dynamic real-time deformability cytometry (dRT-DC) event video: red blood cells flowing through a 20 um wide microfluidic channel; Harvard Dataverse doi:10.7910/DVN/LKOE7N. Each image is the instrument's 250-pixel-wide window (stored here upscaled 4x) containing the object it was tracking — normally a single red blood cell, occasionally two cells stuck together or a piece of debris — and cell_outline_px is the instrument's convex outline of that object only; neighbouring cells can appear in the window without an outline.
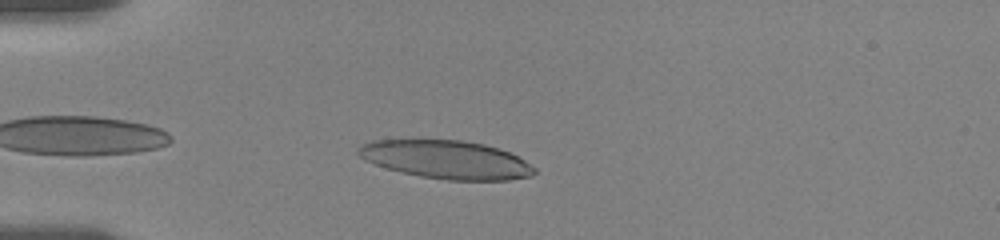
{"species": "human", "species_latin": "Homo sapiens", "temperature_condition": "room temperature", "stored_images_in_passage": 24, "camera_frame_rate_fps": 3000, "um_per_image_px": 0.085, "donor": {"sex": "female"}, "frame": {"image": 1, "passage_image": 8, "time_ms": 4.333, "image_size_px": [1000, 240], "cell_outline_px": [[536, 172], [528, 176], [508, 180], [448, 180], [420, 176], [400, 172], [364, 160], [356, 152], [356, 148], [372, 140], [460, 140], [484, 144], [508, 152], [524, 160], [536, 168]], "centroid_in_image_um": [37.91, 13.57], "position_along_channel_um": 47.1, "area_um2": 38.96}}
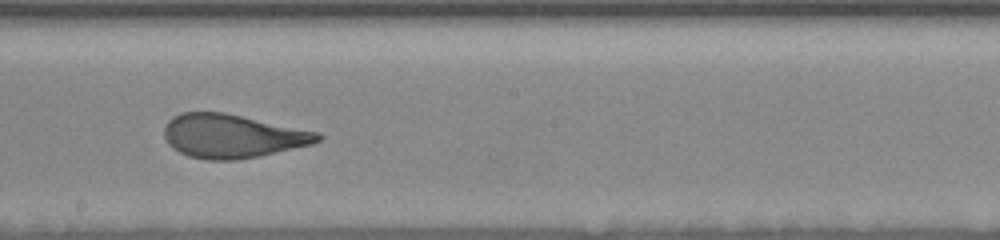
{"frame": {"image": 2, "passage_image": 15, "time_ms": 10.0, "image_size_px": [1000, 240], "cell_outline_px": [[324, 136], [320, 140], [312, 144], [260, 156], [236, 160], [204, 160], [188, 156], [172, 148], [168, 144], [164, 136], [164, 128], [168, 120], [172, 116], [180, 112], [224, 112], [320, 132]], "centroid_in_image_um": [19.74, 11.56], "position_along_channel_um": 228.5, "area_um2": 39.36}}
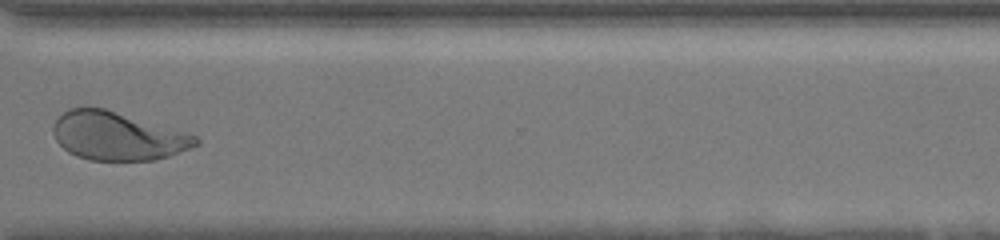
{"frame": {"image": 3, "passage_image": 20, "time_ms": 13.667, "image_size_px": [1000, 240], "cell_outline_px": [[200, 144], [168, 156], [152, 160], [88, 160], [76, 156], [68, 152], [56, 140], [52, 132], [52, 128], [56, 120], [68, 108], [104, 108], [196, 136], [200, 140]], "centroid_in_image_um": [9.95, 11.58], "position_along_channel_um": 360.7, "area_um2": 39.48}, "authors_computed_cell_mechanics": {"area_um2": 41.1536, "velocity_mm_per_s": 3.6138, "shape_relaxation_time_tau1_ms": 4.1057, "shape_relaxation_time_tau2_ms": 1.0087, "deformation_change_tau1": 0.1902, "deformation_change_tau2": 0.09}}